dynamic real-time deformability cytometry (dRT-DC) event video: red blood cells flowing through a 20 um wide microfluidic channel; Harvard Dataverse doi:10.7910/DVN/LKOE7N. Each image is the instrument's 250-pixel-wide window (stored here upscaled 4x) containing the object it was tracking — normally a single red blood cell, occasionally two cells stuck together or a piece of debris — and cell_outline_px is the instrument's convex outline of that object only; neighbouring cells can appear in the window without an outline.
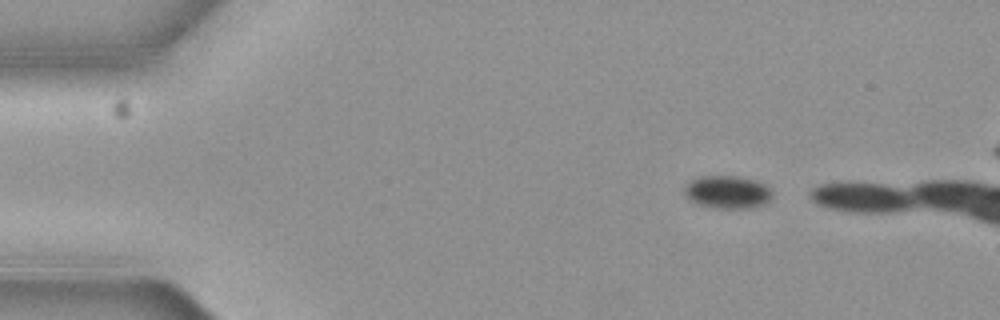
{"species": "common noctule bat (a hibernating species)", "species_latin": "Nyctalus noctula", "temperature_condition": "cold", "stored_images_in_passage": 4, "camera_frame_rate_fps": 3000, "um_per_image_px": 0.085, "animal": {"sex": "female", "body_mass_g": 19.3, "forearm_length_mm": 54.1}, "frame": {"image": 1, "passage_image": 1, "time_ms": 0.0, "image_size_px": [1000, 320], "cell_outline_px": [[772, 196], [764, 204], [756, 208], [712, 208], [696, 204], [688, 200], [684, 192], [684, 188], [692, 180], [700, 176], [736, 176], [756, 180], [772, 188]], "centroid_in_image_um": [61.84, 16.34], "position_along_channel_um": 23.2, "area_um2": 17.05}}